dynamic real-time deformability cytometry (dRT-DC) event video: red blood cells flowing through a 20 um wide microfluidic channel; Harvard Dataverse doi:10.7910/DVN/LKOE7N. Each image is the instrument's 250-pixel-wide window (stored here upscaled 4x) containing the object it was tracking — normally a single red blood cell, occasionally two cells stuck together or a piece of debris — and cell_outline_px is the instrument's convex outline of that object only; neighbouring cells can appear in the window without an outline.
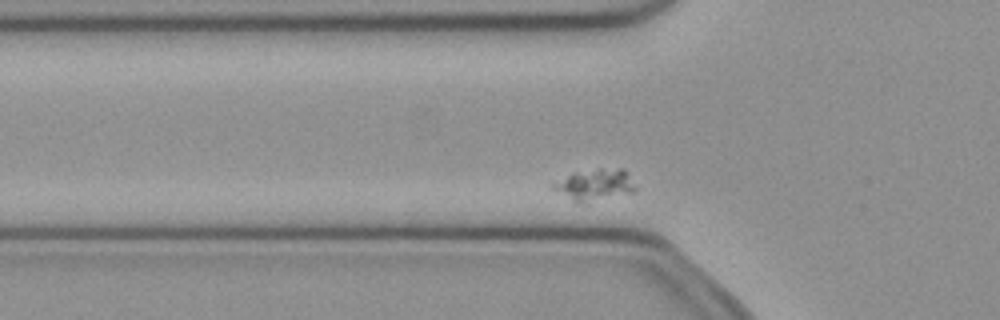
{"species": "common noctule bat (a hibernating species)", "species_latin": "Nyctalus noctula", "temperature_condition": "cold", "stored_images_in_passage": 34, "camera_frame_rate_fps": 3000, "um_per_image_px": 0.085, "animal": {"sex": "female", "body_mass_g": 21.9}, "frame": {"image": 1, "passage_image": 5, "time_ms": 1.333, "image_size_px": [1000, 320], "cell_outline_px": [[636, 192], [588, 204], [576, 204], [552, 188], [548, 184], [572, 172], [600, 168], [624, 168], [636, 184]], "centroid_in_image_um": [50.55, 15.73], "position_along_channel_um": 75.2, "area_um2": 16.07}}
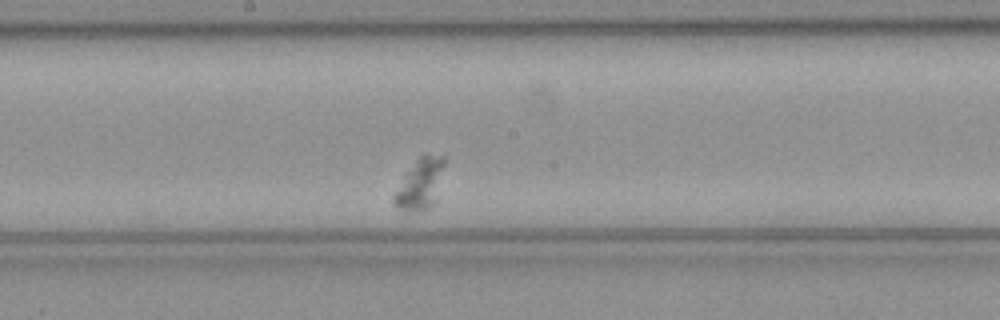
{"frame": {"image": 2, "passage_image": 17, "time_ms": 5.333, "image_size_px": [1000, 320], "cell_outline_px": [[448, 160], [436, 200], [428, 208], [420, 212], [408, 212], [396, 208], [392, 204], [392, 196], [416, 160], [424, 152], [444, 156]], "centroid_in_image_um": [35.77, 15.63], "position_along_channel_um": 212.4, "area_um2": 15.37}}
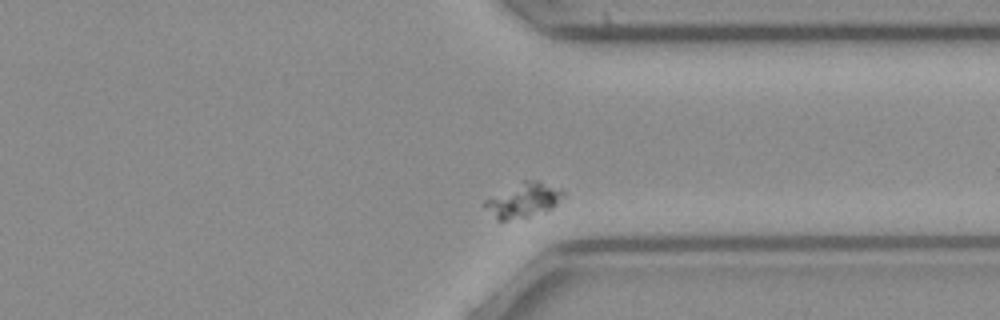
{"frame": {"image": 3, "passage_image": 30, "time_ms": 9.667, "image_size_px": [1000, 320], "cell_outline_px": [[564, 196], [552, 208], [528, 216], [504, 220], [496, 220], [480, 204], [484, 200], [524, 180], [540, 180], [564, 192]], "centroid_in_image_um": [44.43, 17.01], "position_along_channel_um": 367.0, "area_um2": 15.49}}